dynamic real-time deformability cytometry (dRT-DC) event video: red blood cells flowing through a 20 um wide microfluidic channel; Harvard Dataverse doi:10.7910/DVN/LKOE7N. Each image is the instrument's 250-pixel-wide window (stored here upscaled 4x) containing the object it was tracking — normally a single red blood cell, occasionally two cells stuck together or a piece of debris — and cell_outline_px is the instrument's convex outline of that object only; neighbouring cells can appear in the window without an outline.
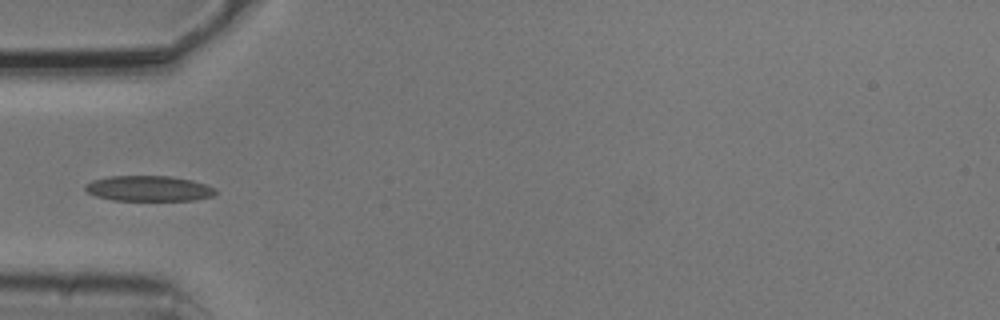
{"species": "common noctule bat (a hibernating species)", "species_latin": "Nyctalus noctula", "temperature_condition": "cold", "stored_images_in_passage": 4, "camera_frame_rate_fps": 3000, "um_per_image_px": 0.085, "animal": {"sex": "male", "body_mass_g": 20.5, "forearm_length_mm": 52.5}, "frame": {"image": 1, "passage_image": 4, "time_ms": 1.0, "image_size_px": [1000, 320], "cell_outline_px": [[216, 192], [212, 196], [192, 200], [112, 200], [96, 196], [88, 192], [84, 188], [84, 184], [92, 180], [108, 176], [172, 176], [192, 180], [216, 188]], "centroid_in_image_um": [12.61, 16.01], "position_along_channel_um": 72.4, "area_um2": 19.31}}